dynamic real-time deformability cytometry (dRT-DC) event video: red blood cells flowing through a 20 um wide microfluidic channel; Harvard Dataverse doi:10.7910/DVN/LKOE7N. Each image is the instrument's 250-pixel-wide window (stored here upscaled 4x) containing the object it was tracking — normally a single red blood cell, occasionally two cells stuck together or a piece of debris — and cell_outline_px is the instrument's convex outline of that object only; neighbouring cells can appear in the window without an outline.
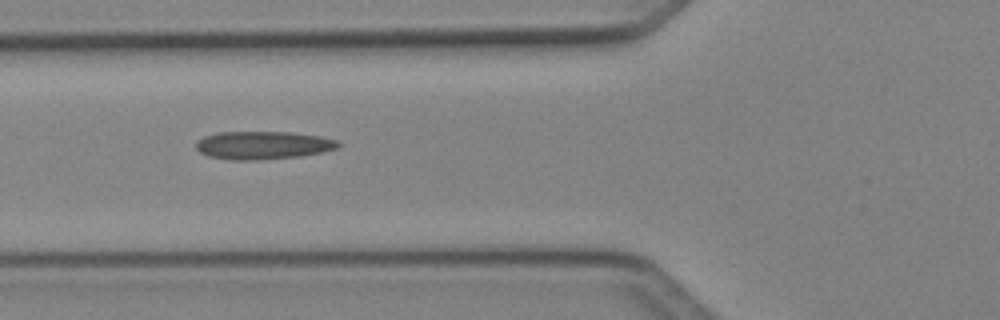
{"species": "Egyptian fruit bat (a non-hibernating species)", "species_latin": "Rousettus aegyptiacus", "temperature_condition": "cold", "stored_images_in_passage": 3, "camera_frame_rate_fps": 3000, "um_per_image_px": 0.085, "animal": {"sex": "female"}, "frame": {"image": 1, "passage_image": 3, "time_ms": 0.667, "image_size_px": [1000, 320], "cell_outline_px": [[340, 148], [324, 152], [300, 156], [256, 160], [228, 160], [208, 156], [200, 152], [196, 148], [196, 140], [204, 136], [216, 132], [292, 132], [320, 136], [340, 140]], "centroid_in_image_um": [22.37, 12.34], "position_along_channel_um": 103.4, "area_um2": 23.58}}